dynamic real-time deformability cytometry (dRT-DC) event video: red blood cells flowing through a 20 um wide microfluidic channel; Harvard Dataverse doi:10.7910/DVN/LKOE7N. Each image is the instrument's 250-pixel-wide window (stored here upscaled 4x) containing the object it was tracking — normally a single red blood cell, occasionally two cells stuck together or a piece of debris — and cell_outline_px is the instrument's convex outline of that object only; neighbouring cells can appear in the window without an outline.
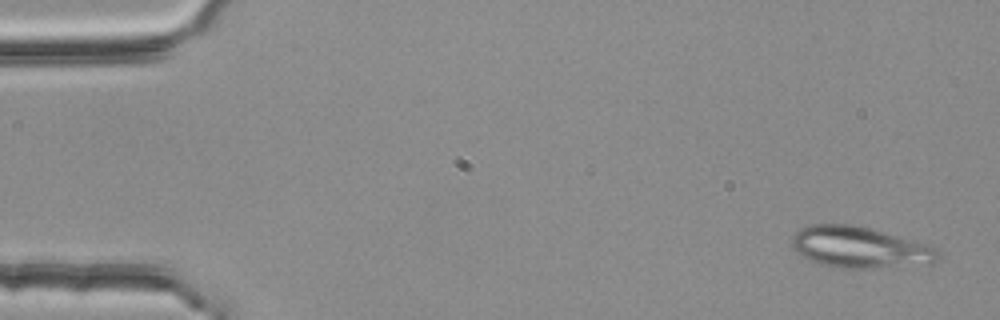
{"species": "common noctule bat (a hibernating species)", "species_latin": "Nyctalus noctula", "temperature_condition": "room temperature", "stored_images_in_passage": 5, "segment_of_instrument_passage": [1, 2], "camera_frame_rate_fps": 3000, "um_per_image_px": 0.085, "animal": {"sex": "female", "body_mass_g": 25.1}, "frame": {"image": 1, "passage_image": 1, "time_ms": 0.0, "image_size_px": [1000, 320], "cell_outline_px": [[940, 256], [932, 264], [872, 268], [840, 268], [820, 264], [796, 252], [792, 248], [792, 236], [800, 228], [812, 224], [852, 224], [884, 232], [936, 248], [940, 252]], "centroid_in_image_um": [73.06, 21.03], "position_along_channel_um": 11.9, "area_um2": 34.85}}